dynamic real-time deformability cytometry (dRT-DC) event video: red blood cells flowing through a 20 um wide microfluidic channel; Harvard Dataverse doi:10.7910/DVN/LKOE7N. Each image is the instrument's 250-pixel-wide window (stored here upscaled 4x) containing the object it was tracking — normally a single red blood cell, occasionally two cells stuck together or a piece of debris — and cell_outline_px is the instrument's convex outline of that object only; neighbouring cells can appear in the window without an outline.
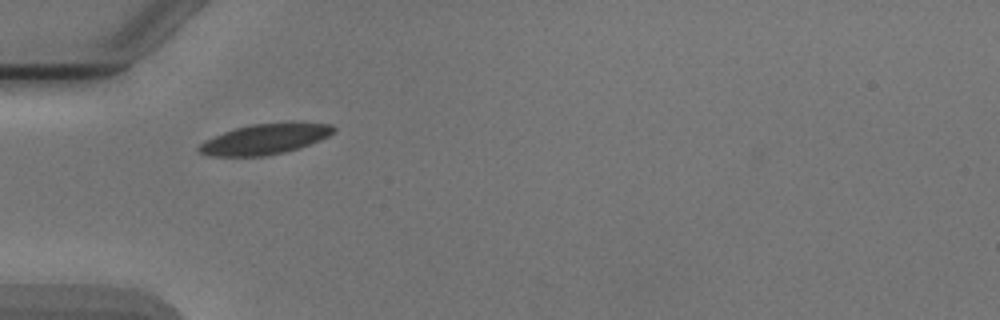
{"species": "Egyptian fruit bat (a non-hibernating species)", "species_latin": "Rousettus aegyptiacus", "temperature_condition": "cold", "stored_images_in_passage": 5, "camera_frame_rate_fps": 3000, "um_per_image_px": 0.085, "animal": {"sex": "male"}, "frame": {"image": 1, "passage_image": 1, "time_ms": 0.0, "image_size_px": [1000, 320], "cell_outline_px": [[336, 132], [328, 136], [308, 144], [284, 152], [264, 156], [208, 156], [200, 152], [196, 148], [204, 140], [224, 132], [236, 128], [252, 124], [288, 120], [292, 120], [332, 124], [336, 128]], "centroid_in_image_um": [22.56, 11.78], "position_along_channel_um": 62.4, "area_um2": 24.33}}
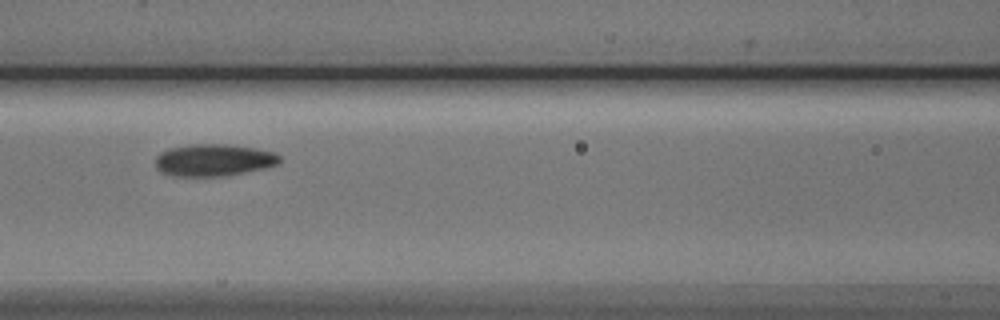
{"frame": {"image": 2, "passage_image": 3, "time_ms": 2.333, "image_size_px": [1000, 320], "cell_outline_px": [[280, 160], [276, 164], [264, 168], [224, 176], [172, 176], [160, 172], [156, 168], [156, 156], [160, 152], [168, 148], [188, 144], [228, 144], [256, 148], [272, 152], [280, 156]], "centroid_in_image_um": [18.1, 13.6], "position_along_channel_um": 148.5, "area_um2": 23.29}}
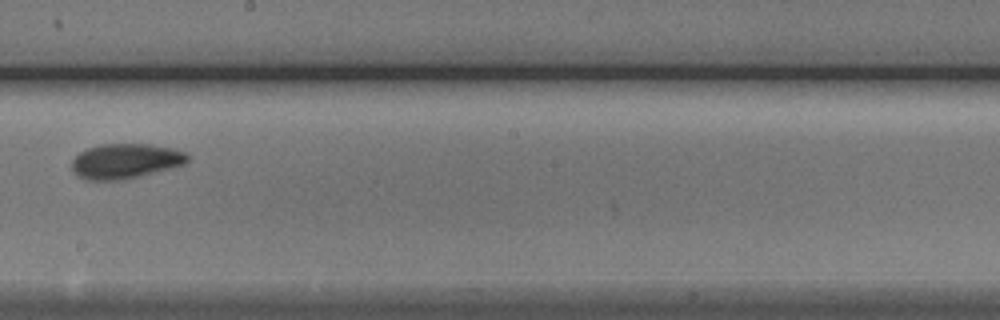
{"frame": {"image": 3, "passage_image": 5, "time_ms": 4.667, "image_size_px": [1000, 320], "cell_outline_px": [[188, 160], [184, 164], [172, 168], [124, 180], [84, 180], [72, 172], [72, 160], [80, 152], [88, 148], [100, 144], [148, 144], [172, 148], [188, 152]], "centroid_in_image_um": [10.66, 13.7], "position_along_channel_um": 237.5, "area_um2": 23.76}}